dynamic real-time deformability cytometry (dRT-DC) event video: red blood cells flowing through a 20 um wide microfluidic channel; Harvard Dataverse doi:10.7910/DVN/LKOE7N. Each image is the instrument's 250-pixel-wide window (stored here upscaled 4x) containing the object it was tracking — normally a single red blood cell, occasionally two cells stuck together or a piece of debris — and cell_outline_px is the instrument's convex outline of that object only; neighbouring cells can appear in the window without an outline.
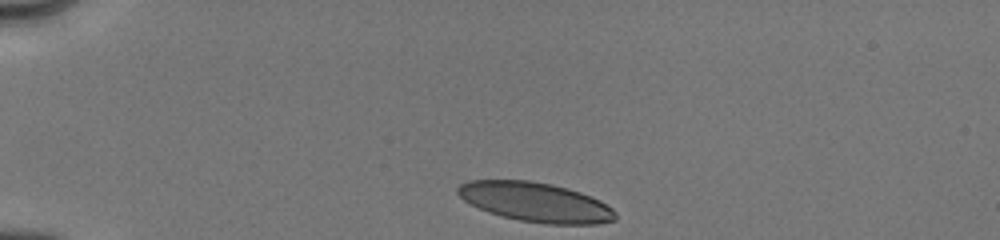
{"species": "human", "species_latin": "Homo sapiens", "temperature_condition": "cold", "stored_images_in_passage": 14, "camera_frame_rate_fps": 3000, "um_per_image_px": 0.085, "donor": {"sex": "male"}, "frame": {"image": 1, "passage_image": 1, "time_ms": 0.0, "image_size_px": [1000, 240], "cell_outline_px": [[616, 220], [596, 224], [548, 224], [520, 220], [488, 212], [464, 200], [456, 192], [456, 188], [460, 184], [468, 180], [528, 180], [552, 184], [568, 188], [580, 192], [600, 200], [612, 208], [616, 212]], "centroid_in_image_um": [45.53, 17.17], "position_along_channel_um": 39.5, "area_um2": 36.13}}
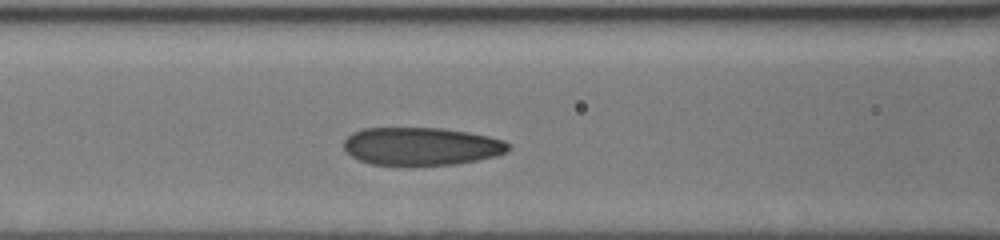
{"frame": {"image": 2, "passage_image": 7, "time_ms": 3.667, "image_size_px": [1000, 240], "cell_outline_px": [[512, 148], [508, 152], [496, 156], [456, 164], [372, 164], [360, 160], [352, 156], [344, 148], [344, 140], [352, 132], [364, 128], [440, 128], [468, 132], [488, 136], [504, 140]], "centroid_in_image_um": [35.84, 12.42], "position_along_channel_um": 130.8, "area_um2": 36.07}}
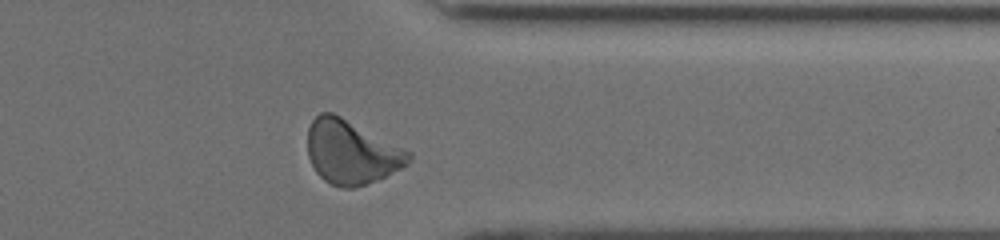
{"frame": {"image": 3, "passage_image": 14, "time_ms": 10.0, "image_size_px": [1000, 240], "cell_outline_px": [[412, 160], [408, 164], [376, 180], [352, 188], [344, 188], [332, 184], [324, 180], [316, 172], [308, 156], [308, 128], [312, 120], [320, 112], [332, 112], [412, 152]], "centroid_in_image_um": [29.86, 12.92], "position_along_channel_um": 381.5, "area_um2": 37.22}, "authors_computed_cell_mechanics": {"area_um2": 37.0209, "velocity_mm_per_s": 4.0079, "shape_relaxation_time_tau1_ms": 5.1268, "shape_relaxation_time_tau2_ms": 1.2977, "deformation_change_tau1": 0.1681, "deformation_change_tau2": 0.0627}}